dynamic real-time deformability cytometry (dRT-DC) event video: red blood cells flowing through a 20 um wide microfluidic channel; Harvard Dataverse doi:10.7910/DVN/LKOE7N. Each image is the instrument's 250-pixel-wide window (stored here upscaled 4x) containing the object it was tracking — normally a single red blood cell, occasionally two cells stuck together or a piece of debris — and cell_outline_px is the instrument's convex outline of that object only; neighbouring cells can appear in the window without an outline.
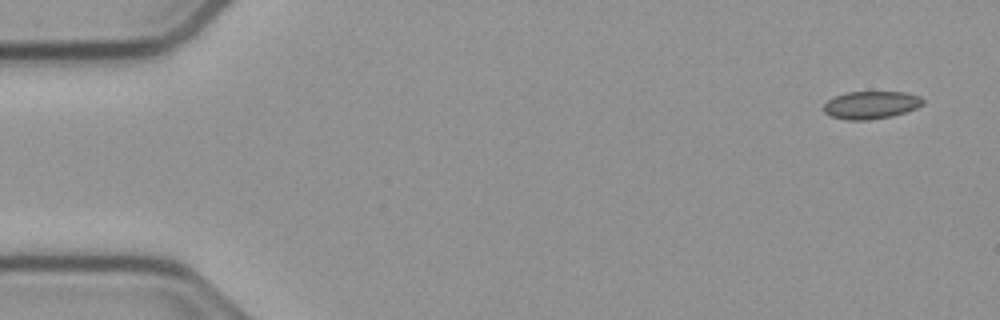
{"species": "common noctule bat (a hibernating species)", "species_latin": "Nyctalus noctula", "temperature_condition": "cold", "stored_images_in_passage": 51, "camera_frame_rate_fps": 3000, "um_per_image_px": 0.085, "animal": {"sex": "male", "body_mass_g": 23.1, "forearm_length_mm": 52.7}, "frame": {"image": 1, "passage_image": 1, "time_ms": 0.0, "image_size_px": [1000, 320], "cell_outline_px": [[924, 104], [916, 108], [892, 116], [868, 120], [844, 120], [828, 116], [824, 112], [824, 104], [828, 100], [836, 96], [848, 92], [904, 92], [920, 96], [924, 100]], "centroid_in_image_um": [74.02, 8.93], "position_along_channel_um": 11.0, "area_um2": 16.07}}
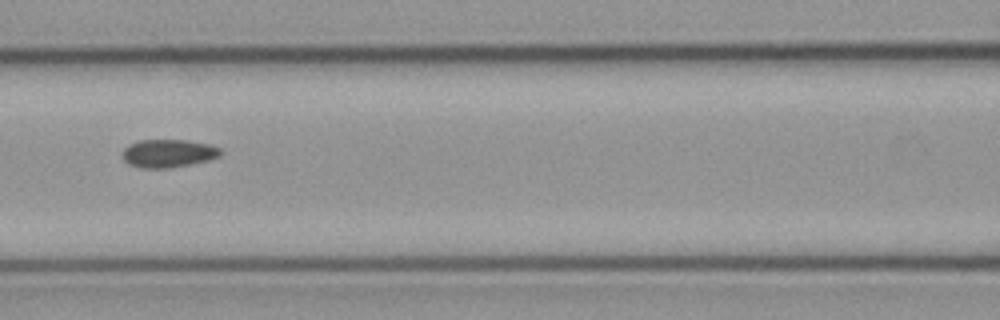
{"frame": {"image": 2, "passage_image": 22, "time_ms": 7.0, "image_size_px": [1000, 320], "cell_outline_px": [[224, 152], [220, 156], [208, 160], [168, 168], [140, 168], [128, 164], [124, 160], [120, 152], [128, 144], [140, 140], [188, 140], [212, 144], [220, 148]], "centroid_in_image_um": [14.29, 13.02], "position_along_channel_um": 152.3, "area_um2": 16.3}}
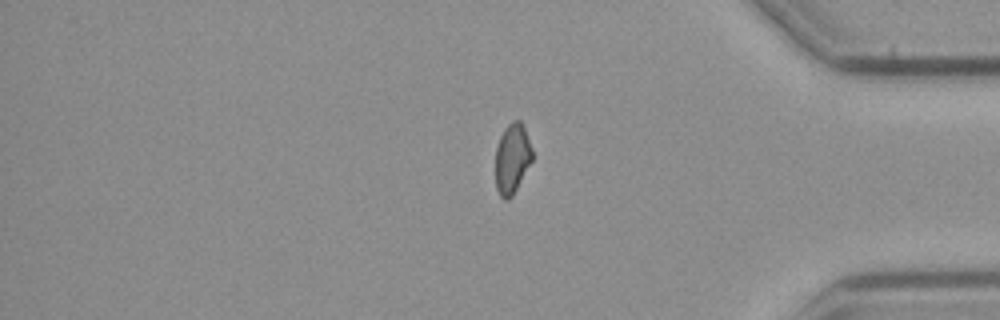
{"frame": {"image": 3, "passage_image": 43, "time_ms": 14.0, "image_size_px": [1000, 320], "cell_outline_px": [[532, 160], [512, 196], [508, 200], [504, 200], [500, 196], [496, 188], [496, 148], [500, 136], [504, 128], [512, 120], [520, 120], [524, 128], [532, 148]], "centroid_in_image_um": [43.52, 13.47], "position_along_channel_um": 391.7, "area_um2": 14.91}}